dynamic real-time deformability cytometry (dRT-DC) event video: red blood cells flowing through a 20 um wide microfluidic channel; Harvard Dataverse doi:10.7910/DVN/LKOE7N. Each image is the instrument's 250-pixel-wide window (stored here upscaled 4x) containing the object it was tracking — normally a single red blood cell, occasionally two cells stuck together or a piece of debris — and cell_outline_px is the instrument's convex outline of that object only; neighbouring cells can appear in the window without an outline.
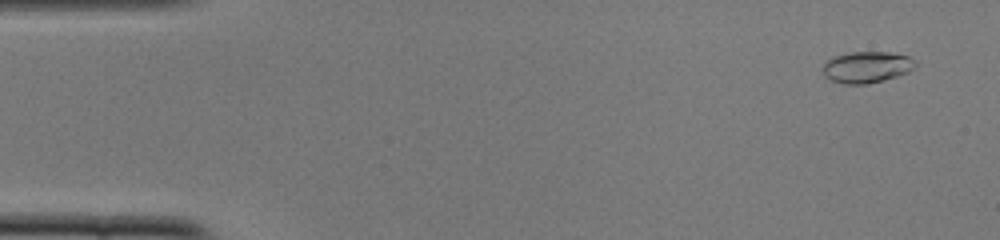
{"species": "common noctule bat (a hibernating species)", "species_latin": "Nyctalus noctula", "temperature_condition": "cold", "stored_images_in_passage": 51, "camera_frame_rate_fps": 3000, "um_per_image_px": 0.085, "animal": {"sex": "female", "body_mass_g": 22.0, "forearm_length_mm": 56.7}, "frame": {"image": 1, "passage_image": 3, "time_ms": 0.667, "image_size_px": [1000, 240], "cell_outline_px": [[916, 68], [908, 72], [884, 80], [864, 84], [844, 84], [832, 80], [824, 76], [824, 64], [832, 56], [852, 52], [888, 52], [912, 56], [916, 60]], "centroid_in_image_um": [73.72, 5.69], "position_along_channel_um": 11.3, "area_um2": 16.99}}
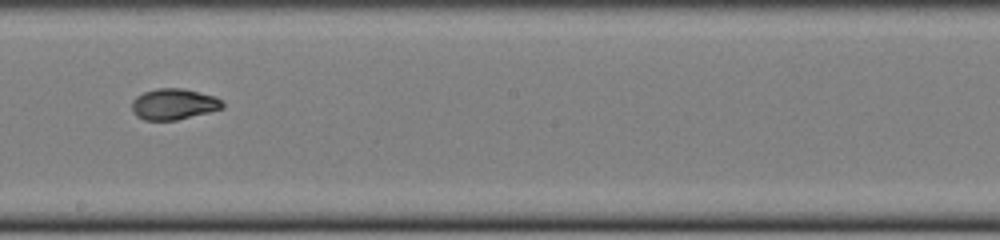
{"frame": {"image": 2, "passage_image": 29, "time_ms": 9.333, "image_size_px": [1000, 240], "cell_outline_px": [[224, 108], [176, 120], [144, 120], [136, 116], [132, 112], [132, 100], [136, 96], [144, 92], [156, 88], [184, 88], [216, 96], [224, 100]], "centroid_in_image_um": [14.78, 8.84], "position_along_channel_um": 233.4, "area_um2": 16.59}}
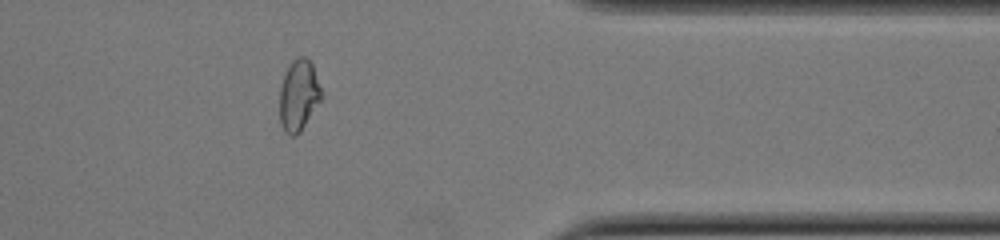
{"frame": {"image": 3, "passage_image": 42, "time_ms": 13.667, "image_size_px": [1000, 240], "cell_outline_px": [[320, 100], [300, 132], [296, 136], [292, 136], [284, 132], [280, 124], [280, 88], [284, 76], [292, 60], [300, 56], [304, 56], [312, 64], [320, 88]], "centroid_in_image_um": [25.35, 8.13], "position_along_channel_um": 386.0, "area_um2": 16.88}, "authors_computed_cell_mechanics": {"area_um2": 16.7042, "velocity_mm_per_s": 3.9019, "shape_relaxation_time_tau1_ms": 4.2592, "shape_relaxation_time_tau2_ms": 1.5065, "deformation_change_tau1": 0.1801, "deformation_change_tau2": 0.0568}}